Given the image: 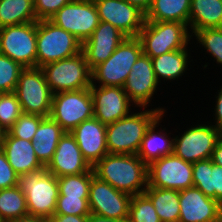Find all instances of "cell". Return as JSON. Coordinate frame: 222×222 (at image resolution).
Listing matches in <instances>:
<instances>
[{
    "instance_id": "1",
    "label": "cell",
    "mask_w": 222,
    "mask_h": 222,
    "mask_svg": "<svg viewBox=\"0 0 222 222\" xmlns=\"http://www.w3.org/2000/svg\"><path fill=\"white\" fill-rule=\"evenodd\" d=\"M92 169L99 180L132 196L148 186V165L136 154H107Z\"/></svg>"
},
{
    "instance_id": "2",
    "label": "cell",
    "mask_w": 222,
    "mask_h": 222,
    "mask_svg": "<svg viewBox=\"0 0 222 222\" xmlns=\"http://www.w3.org/2000/svg\"><path fill=\"white\" fill-rule=\"evenodd\" d=\"M142 112L130 113L114 123L106 125V145L108 154H136L150 125L166 110L144 108Z\"/></svg>"
},
{
    "instance_id": "3",
    "label": "cell",
    "mask_w": 222,
    "mask_h": 222,
    "mask_svg": "<svg viewBox=\"0 0 222 222\" xmlns=\"http://www.w3.org/2000/svg\"><path fill=\"white\" fill-rule=\"evenodd\" d=\"M18 186L25 194L30 215L46 220L54 215L59 197L58 178L45 166L19 176Z\"/></svg>"
},
{
    "instance_id": "4",
    "label": "cell",
    "mask_w": 222,
    "mask_h": 222,
    "mask_svg": "<svg viewBox=\"0 0 222 222\" xmlns=\"http://www.w3.org/2000/svg\"><path fill=\"white\" fill-rule=\"evenodd\" d=\"M143 54L150 58L187 48L192 35L184 23L145 21L138 34Z\"/></svg>"
},
{
    "instance_id": "5",
    "label": "cell",
    "mask_w": 222,
    "mask_h": 222,
    "mask_svg": "<svg viewBox=\"0 0 222 222\" xmlns=\"http://www.w3.org/2000/svg\"><path fill=\"white\" fill-rule=\"evenodd\" d=\"M82 43L50 20L36 21L37 67L72 57L81 52Z\"/></svg>"
},
{
    "instance_id": "6",
    "label": "cell",
    "mask_w": 222,
    "mask_h": 222,
    "mask_svg": "<svg viewBox=\"0 0 222 222\" xmlns=\"http://www.w3.org/2000/svg\"><path fill=\"white\" fill-rule=\"evenodd\" d=\"M142 53L138 37H126L106 61L91 70V85L123 87Z\"/></svg>"
},
{
    "instance_id": "7",
    "label": "cell",
    "mask_w": 222,
    "mask_h": 222,
    "mask_svg": "<svg viewBox=\"0 0 222 222\" xmlns=\"http://www.w3.org/2000/svg\"><path fill=\"white\" fill-rule=\"evenodd\" d=\"M53 94L91 87V70L80 53L41 67Z\"/></svg>"
},
{
    "instance_id": "8",
    "label": "cell",
    "mask_w": 222,
    "mask_h": 222,
    "mask_svg": "<svg viewBox=\"0 0 222 222\" xmlns=\"http://www.w3.org/2000/svg\"><path fill=\"white\" fill-rule=\"evenodd\" d=\"M14 93L17 95L23 113L50 116L53 92L41 68H24L19 74Z\"/></svg>"
},
{
    "instance_id": "9",
    "label": "cell",
    "mask_w": 222,
    "mask_h": 222,
    "mask_svg": "<svg viewBox=\"0 0 222 222\" xmlns=\"http://www.w3.org/2000/svg\"><path fill=\"white\" fill-rule=\"evenodd\" d=\"M50 117L66 132L94 117L90 88L53 94Z\"/></svg>"
},
{
    "instance_id": "10",
    "label": "cell",
    "mask_w": 222,
    "mask_h": 222,
    "mask_svg": "<svg viewBox=\"0 0 222 222\" xmlns=\"http://www.w3.org/2000/svg\"><path fill=\"white\" fill-rule=\"evenodd\" d=\"M0 54L24 68L37 67L36 21L0 28Z\"/></svg>"
},
{
    "instance_id": "11",
    "label": "cell",
    "mask_w": 222,
    "mask_h": 222,
    "mask_svg": "<svg viewBox=\"0 0 222 222\" xmlns=\"http://www.w3.org/2000/svg\"><path fill=\"white\" fill-rule=\"evenodd\" d=\"M221 137L222 131L209 122L208 125H193L182 136L173 138V154L192 164L209 159Z\"/></svg>"
},
{
    "instance_id": "12",
    "label": "cell",
    "mask_w": 222,
    "mask_h": 222,
    "mask_svg": "<svg viewBox=\"0 0 222 222\" xmlns=\"http://www.w3.org/2000/svg\"><path fill=\"white\" fill-rule=\"evenodd\" d=\"M49 20L74 35L81 43L91 37L100 23L93 0H71Z\"/></svg>"
},
{
    "instance_id": "13",
    "label": "cell",
    "mask_w": 222,
    "mask_h": 222,
    "mask_svg": "<svg viewBox=\"0 0 222 222\" xmlns=\"http://www.w3.org/2000/svg\"><path fill=\"white\" fill-rule=\"evenodd\" d=\"M192 163L173 153L148 165V186L181 191L193 187Z\"/></svg>"
},
{
    "instance_id": "14",
    "label": "cell",
    "mask_w": 222,
    "mask_h": 222,
    "mask_svg": "<svg viewBox=\"0 0 222 222\" xmlns=\"http://www.w3.org/2000/svg\"><path fill=\"white\" fill-rule=\"evenodd\" d=\"M132 195L116 190L109 183L91 179L88 205L90 213L118 220H127Z\"/></svg>"
},
{
    "instance_id": "15",
    "label": "cell",
    "mask_w": 222,
    "mask_h": 222,
    "mask_svg": "<svg viewBox=\"0 0 222 222\" xmlns=\"http://www.w3.org/2000/svg\"><path fill=\"white\" fill-rule=\"evenodd\" d=\"M100 21L109 23L127 37H137L145 23V13L126 0H93Z\"/></svg>"
},
{
    "instance_id": "16",
    "label": "cell",
    "mask_w": 222,
    "mask_h": 222,
    "mask_svg": "<svg viewBox=\"0 0 222 222\" xmlns=\"http://www.w3.org/2000/svg\"><path fill=\"white\" fill-rule=\"evenodd\" d=\"M90 92L94 106V117L108 125L128 116L132 109L123 87L91 85Z\"/></svg>"
},
{
    "instance_id": "17",
    "label": "cell",
    "mask_w": 222,
    "mask_h": 222,
    "mask_svg": "<svg viewBox=\"0 0 222 222\" xmlns=\"http://www.w3.org/2000/svg\"><path fill=\"white\" fill-rule=\"evenodd\" d=\"M158 83L151 58L142 53L133 64L123 89L132 104H135L134 107L147 108L151 97L157 91Z\"/></svg>"
},
{
    "instance_id": "18",
    "label": "cell",
    "mask_w": 222,
    "mask_h": 222,
    "mask_svg": "<svg viewBox=\"0 0 222 222\" xmlns=\"http://www.w3.org/2000/svg\"><path fill=\"white\" fill-rule=\"evenodd\" d=\"M127 36L113 25L100 21L81 51L90 70L106 61Z\"/></svg>"
},
{
    "instance_id": "19",
    "label": "cell",
    "mask_w": 222,
    "mask_h": 222,
    "mask_svg": "<svg viewBox=\"0 0 222 222\" xmlns=\"http://www.w3.org/2000/svg\"><path fill=\"white\" fill-rule=\"evenodd\" d=\"M91 168L70 132H65L61 137L51 161L46 166L47 171L57 178L85 173Z\"/></svg>"
},
{
    "instance_id": "20",
    "label": "cell",
    "mask_w": 222,
    "mask_h": 222,
    "mask_svg": "<svg viewBox=\"0 0 222 222\" xmlns=\"http://www.w3.org/2000/svg\"><path fill=\"white\" fill-rule=\"evenodd\" d=\"M179 206L178 222H211L222 213V204L196 187L179 191Z\"/></svg>"
},
{
    "instance_id": "21",
    "label": "cell",
    "mask_w": 222,
    "mask_h": 222,
    "mask_svg": "<svg viewBox=\"0 0 222 222\" xmlns=\"http://www.w3.org/2000/svg\"><path fill=\"white\" fill-rule=\"evenodd\" d=\"M70 133L74 136L83 158L91 167L108 154L106 125L95 117L84 120Z\"/></svg>"
},
{
    "instance_id": "22",
    "label": "cell",
    "mask_w": 222,
    "mask_h": 222,
    "mask_svg": "<svg viewBox=\"0 0 222 222\" xmlns=\"http://www.w3.org/2000/svg\"><path fill=\"white\" fill-rule=\"evenodd\" d=\"M1 149L19 176L44 167L36 157L32 141L13 137L7 131Z\"/></svg>"
},
{
    "instance_id": "23",
    "label": "cell",
    "mask_w": 222,
    "mask_h": 222,
    "mask_svg": "<svg viewBox=\"0 0 222 222\" xmlns=\"http://www.w3.org/2000/svg\"><path fill=\"white\" fill-rule=\"evenodd\" d=\"M65 130L50 116L44 117L36 131L32 145L37 159L43 166L51 161L59 140L65 134Z\"/></svg>"
},
{
    "instance_id": "24",
    "label": "cell",
    "mask_w": 222,
    "mask_h": 222,
    "mask_svg": "<svg viewBox=\"0 0 222 222\" xmlns=\"http://www.w3.org/2000/svg\"><path fill=\"white\" fill-rule=\"evenodd\" d=\"M192 167L193 187L222 204V166L209 158L193 163Z\"/></svg>"
},
{
    "instance_id": "25",
    "label": "cell",
    "mask_w": 222,
    "mask_h": 222,
    "mask_svg": "<svg viewBox=\"0 0 222 222\" xmlns=\"http://www.w3.org/2000/svg\"><path fill=\"white\" fill-rule=\"evenodd\" d=\"M164 114L155 120L147 129L141 142L137 155L149 165L151 162L173 153V139L163 133L162 129L155 132L157 125L160 124ZM171 140H170V139Z\"/></svg>"
},
{
    "instance_id": "26",
    "label": "cell",
    "mask_w": 222,
    "mask_h": 222,
    "mask_svg": "<svg viewBox=\"0 0 222 222\" xmlns=\"http://www.w3.org/2000/svg\"><path fill=\"white\" fill-rule=\"evenodd\" d=\"M215 27H222V0H191L188 22L191 35Z\"/></svg>"
},
{
    "instance_id": "27",
    "label": "cell",
    "mask_w": 222,
    "mask_h": 222,
    "mask_svg": "<svg viewBox=\"0 0 222 222\" xmlns=\"http://www.w3.org/2000/svg\"><path fill=\"white\" fill-rule=\"evenodd\" d=\"M191 0H153L145 21L179 22L188 26Z\"/></svg>"
},
{
    "instance_id": "28",
    "label": "cell",
    "mask_w": 222,
    "mask_h": 222,
    "mask_svg": "<svg viewBox=\"0 0 222 222\" xmlns=\"http://www.w3.org/2000/svg\"><path fill=\"white\" fill-rule=\"evenodd\" d=\"M189 50L187 48L174 50L151 58L154 73L158 82L176 80L182 77L188 69ZM161 79V80H160Z\"/></svg>"
},
{
    "instance_id": "29",
    "label": "cell",
    "mask_w": 222,
    "mask_h": 222,
    "mask_svg": "<svg viewBox=\"0 0 222 222\" xmlns=\"http://www.w3.org/2000/svg\"><path fill=\"white\" fill-rule=\"evenodd\" d=\"M143 193L151 200L161 222L179 221V191L147 187Z\"/></svg>"
},
{
    "instance_id": "30",
    "label": "cell",
    "mask_w": 222,
    "mask_h": 222,
    "mask_svg": "<svg viewBox=\"0 0 222 222\" xmlns=\"http://www.w3.org/2000/svg\"><path fill=\"white\" fill-rule=\"evenodd\" d=\"M38 21L34 0H0V28Z\"/></svg>"
},
{
    "instance_id": "31",
    "label": "cell",
    "mask_w": 222,
    "mask_h": 222,
    "mask_svg": "<svg viewBox=\"0 0 222 222\" xmlns=\"http://www.w3.org/2000/svg\"><path fill=\"white\" fill-rule=\"evenodd\" d=\"M27 214L26 197L18 185L0 190V216L5 222Z\"/></svg>"
},
{
    "instance_id": "32",
    "label": "cell",
    "mask_w": 222,
    "mask_h": 222,
    "mask_svg": "<svg viewBox=\"0 0 222 222\" xmlns=\"http://www.w3.org/2000/svg\"><path fill=\"white\" fill-rule=\"evenodd\" d=\"M93 169L78 175L58 178L59 196L89 197V186L94 177Z\"/></svg>"
},
{
    "instance_id": "33",
    "label": "cell",
    "mask_w": 222,
    "mask_h": 222,
    "mask_svg": "<svg viewBox=\"0 0 222 222\" xmlns=\"http://www.w3.org/2000/svg\"><path fill=\"white\" fill-rule=\"evenodd\" d=\"M127 222H161L151 200L144 194L132 196Z\"/></svg>"
},
{
    "instance_id": "34",
    "label": "cell",
    "mask_w": 222,
    "mask_h": 222,
    "mask_svg": "<svg viewBox=\"0 0 222 222\" xmlns=\"http://www.w3.org/2000/svg\"><path fill=\"white\" fill-rule=\"evenodd\" d=\"M193 36L214 57L217 64L222 65V27L201 29L195 31Z\"/></svg>"
},
{
    "instance_id": "35",
    "label": "cell",
    "mask_w": 222,
    "mask_h": 222,
    "mask_svg": "<svg viewBox=\"0 0 222 222\" xmlns=\"http://www.w3.org/2000/svg\"><path fill=\"white\" fill-rule=\"evenodd\" d=\"M23 114L14 92L0 94V127L7 132Z\"/></svg>"
},
{
    "instance_id": "36",
    "label": "cell",
    "mask_w": 222,
    "mask_h": 222,
    "mask_svg": "<svg viewBox=\"0 0 222 222\" xmlns=\"http://www.w3.org/2000/svg\"><path fill=\"white\" fill-rule=\"evenodd\" d=\"M24 69L6 55L0 54V92H14L18 83L19 74Z\"/></svg>"
},
{
    "instance_id": "37",
    "label": "cell",
    "mask_w": 222,
    "mask_h": 222,
    "mask_svg": "<svg viewBox=\"0 0 222 222\" xmlns=\"http://www.w3.org/2000/svg\"><path fill=\"white\" fill-rule=\"evenodd\" d=\"M88 198L89 197L59 196L54 215L88 216L90 214Z\"/></svg>"
},
{
    "instance_id": "38",
    "label": "cell",
    "mask_w": 222,
    "mask_h": 222,
    "mask_svg": "<svg viewBox=\"0 0 222 222\" xmlns=\"http://www.w3.org/2000/svg\"><path fill=\"white\" fill-rule=\"evenodd\" d=\"M44 117L23 113L8 132L16 138L32 141Z\"/></svg>"
},
{
    "instance_id": "39",
    "label": "cell",
    "mask_w": 222,
    "mask_h": 222,
    "mask_svg": "<svg viewBox=\"0 0 222 222\" xmlns=\"http://www.w3.org/2000/svg\"><path fill=\"white\" fill-rule=\"evenodd\" d=\"M71 0H34L37 20H49L57 11Z\"/></svg>"
},
{
    "instance_id": "40",
    "label": "cell",
    "mask_w": 222,
    "mask_h": 222,
    "mask_svg": "<svg viewBox=\"0 0 222 222\" xmlns=\"http://www.w3.org/2000/svg\"><path fill=\"white\" fill-rule=\"evenodd\" d=\"M18 182L19 175L13 170L4 151L0 148V190L15 187Z\"/></svg>"
},
{
    "instance_id": "41",
    "label": "cell",
    "mask_w": 222,
    "mask_h": 222,
    "mask_svg": "<svg viewBox=\"0 0 222 222\" xmlns=\"http://www.w3.org/2000/svg\"><path fill=\"white\" fill-rule=\"evenodd\" d=\"M214 111L215 125L213 126L222 131V87L220 90H218Z\"/></svg>"
},
{
    "instance_id": "42",
    "label": "cell",
    "mask_w": 222,
    "mask_h": 222,
    "mask_svg": "<svg viewBox=\"0 0 222 222\" xmlns=\"http://www.w3.org/2000/svg\"><path fill=\"white\" fill-rule=\"evenodd\" d=\"M49 222H87V216L53 215Z\"/></svg>"
},
{
    "instance_id": "43",
    "label": "cell",
    "mask_w": 222,
    "mask_h": 222,
    "mask_svg": "<svg viewBox=\"0 0 222 222\" xmlns=\"http://www.w3.org/2000/svg\"><path fill=\"white\" fill-rule=\"evenodd\" d=\"M211 160L214 164L222 166V137L218 140L213 150Z\"/></svg>"
},
{
    "instance_id": "44",
    "label": "cell",
    "mask_w": 222,
    "mask_h": 222,
    "mask_svg": "<svg viewBox=\"0 0 222 222\" xmlns=\"http://www.w3.org/2000/svg\"><path fill=\"white\" fill-rule=\"evenodd\" d=\"M87 222H127V220L112 219V218L103 217V216L90 213L87 216Z\"/></svg>"
},
{
    "instance_id": "45",
    "label": "cell",
    "mask_w": 222,
    "mask_h": 222,
    "mask_svg": "<svg viewBox=\"0 0 222 222\" xmlns=\"http://www.w3.org/2000/svg\"><path fill=\"white\" fill-rule=\"evenodd\" d=\"M128 3L137 6L145 14L150 9L153 0H126Z\"/></svg>"
},
{
    "instance_id": "46",
    "label": "cell",
    "mask_w": 222,
    "mask_h": 222,
    "mask_svg": "<svg viewBox=\"0 0 222 222\" xmlns=\"http://www.w3.org/2000/svg\"><path fill=\"white\" fill-rule=\"evenodd\" d=\"M9 222H49L46 219L35 217L33 215L27 214L25 216H21L17 219H13Z\"/></svg>"
},
{
    "instance_id": "47",
    "label": "cell",
    "mask_w": 222,
    "mask_h": 222,
    "mask_svg": "<svg viewBox=\"0 0 222 222\" xmlns=\"http://www.w3.org/2000/svg\"><path fill=\"white\" fill-rule=\"evenodd\" d=\"M5 131L0 127V148L3 144L4 136H5Z\"/></svg>"
},
{
    "instance_id": "48",
    "label": "cell",
    "mask_w": 222,
    "mask_h": 222,
    "mask_svg": "<svg viewBox=\"0 0 222 222\" xmlns=\"http://www.w3.org/2000/svg\"><path fill=\"white\" fill-rule=\"evenodd\" d=\"M211 222H222V213L215 219H213Z\"/></svg>"
},
{
    "instance_id": "49",
    "label": "cell",
    "mask_w": 222,
    "mask_h": 222,
    "mask_svg": "<svg viewBox=\"0 0 222 222\" xmlns=\"http://www.w3.org/2000/svg\"><path fill=\"white\" fill-rule=\"evenodd\" d=\"M0 222H5L3 219H2V217L0 216Z\"/></svg>"
}]
</instances>
